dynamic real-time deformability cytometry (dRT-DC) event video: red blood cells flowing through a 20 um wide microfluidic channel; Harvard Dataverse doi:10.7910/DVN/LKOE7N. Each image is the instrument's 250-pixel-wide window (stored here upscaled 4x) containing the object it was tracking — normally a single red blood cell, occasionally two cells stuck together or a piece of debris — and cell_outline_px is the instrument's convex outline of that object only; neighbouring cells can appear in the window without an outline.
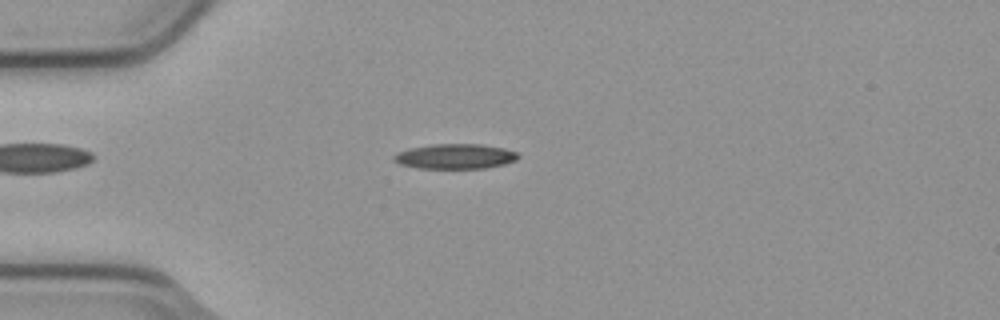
{"species": "common noctule bat (a hibernating species)", "species_latin": "Nyctalus noctula", "temperature_condition": "cold", "stored_images_in_passage": 5, "camera_frame_rate_fps": 3000, "um_per_image_px": 0.085, "animal": {"sex": "male", "body_mass_g": 23.1, "forearm_length_mm": 52.7}, "frame": {"image": 1, "passage_image": 4, "time_ms": 1.0, "image_size_px": [1000, 320], "cell_outline_px": [[520, 156], [516, 160], [504, 164], [488, 168], [420, 168], [400, 164], [392, 160], [392, 156], [400, 152], [412, 148], [432, 144], [480, 144], [504, 148], [516, 152]], "centroid_in_image_um": [38.72, 13.29], "position_along_channel_um": 46.3, "area_um2": 17.98}}
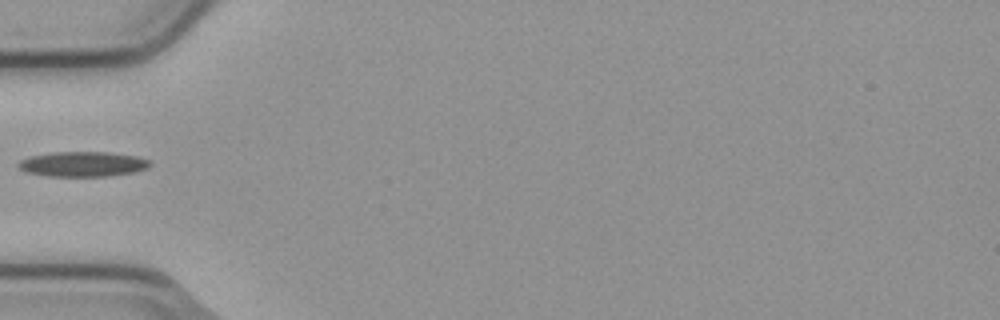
{"frame": {"image": 2, "passage_image": 5, "time_ms": 1.333, "image_size_px": [1000, 320], "cell_outline_px": [[152, 164], [148, 168], [136, 172], [108, 176], [48, 176], [28, 172], [20, 168], [16, 164], [20, 160], [32, 156], [56, 152], [108, 152], [136, 156], [148, 160]], "centroid_in_image_um": [7.08, 13.95], "position_along_channel_um": 77.9, "area_um2": 19.07}}